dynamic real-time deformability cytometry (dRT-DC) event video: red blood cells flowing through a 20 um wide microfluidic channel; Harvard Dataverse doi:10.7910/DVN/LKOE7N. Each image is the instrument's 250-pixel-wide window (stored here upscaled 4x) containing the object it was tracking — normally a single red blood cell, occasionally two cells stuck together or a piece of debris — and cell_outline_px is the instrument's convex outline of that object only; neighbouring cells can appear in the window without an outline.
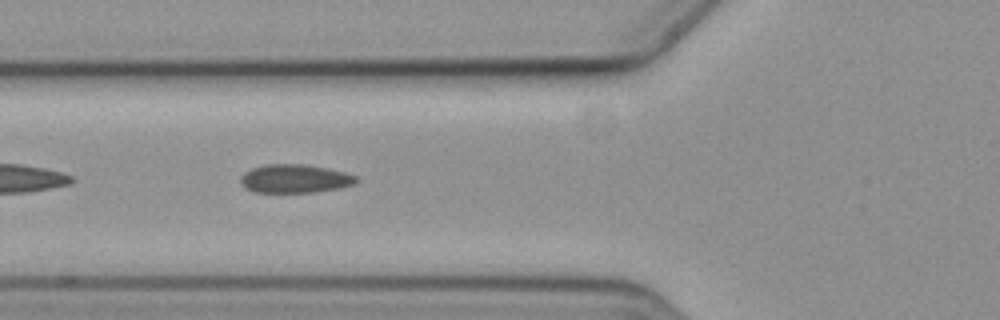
{"species": "common noctule bat (a hibernating species)", "species_latin": "Nyctalus noctula", "temperature_condition": "cold", "stored_images_in_passage": 14, "camera_frame_rate_fps": 3000, "um_per_image_px": 0.085, "animal": {"sex": "female", "body_mass_g": 19.3, "forearm_length_mm": 54.1}, "frame": {"image": 1, "passage_image": 5, "time_ms": 1.333, "image_size_px": [1000, 320], "cell_outline_px": [[360, 180], [356, 184], [340, 188], [312, 192], [256, 192], [244, 188], [240, 184], [240, 176], [244, 172], [252, 168], [264, 164], [304, 164], [328, 168], [344, 172], [356, 176]], "centroid_in_image_um": [25.06, 15.18], "position_along_channel_um": 100.7, "area_um2": 19.42}}
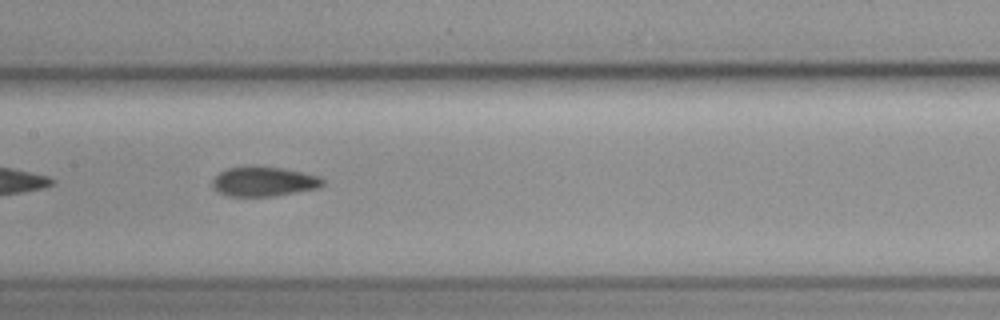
{"frame": {"image": 2, "passage_image": 12, "time_ms": 3.667, "image_size_px": [1000, 320], "cell_outline_px": [[324, 184], [316, 188], [272, 196], [228, 196], [216, 192], [212, 188], [212, 180], [220, 172], [228, 168], [252, 164], [256, 164], [284, 168], [316, 176], [324, 180]], "centroid_in_image_um": [22.33, 15.4], "position_along_channel_um": 185.1, "area_um2": 19.25}}